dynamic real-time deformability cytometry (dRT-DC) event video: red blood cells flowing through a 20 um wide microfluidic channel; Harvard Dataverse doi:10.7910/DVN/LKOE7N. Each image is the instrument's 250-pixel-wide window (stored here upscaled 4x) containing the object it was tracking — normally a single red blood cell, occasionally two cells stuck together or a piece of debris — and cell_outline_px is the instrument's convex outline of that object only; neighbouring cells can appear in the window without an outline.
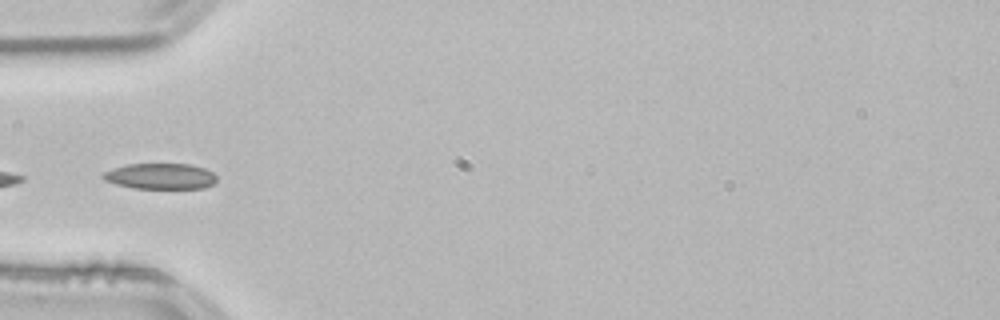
{"species": "common noctule bat (a hibernating species)", "species_latin": "Nyctalus noctula", "temperature_condition": "room temperature", "stored_images_in_passage": 35, "camera_frame_rate_fps": 3000, "um_per_image_px": 0.085, "animal": {"sex": "male", "body_mass_g": 21.5, "forearm_length_mm": 52.0}, "frame": {"image": 1, "passage_image": 1, "time_ms": 0.0, "image_size_px": [1000, 320], "cell_outline_px": [[216, 180], [212, 184], [204, 188], [132, 188], [116, 184], [104, 180], [100, 176], [104, 172], [112, 168], [128, 164], [188, 164], [204, 168], [212, 172], [216, 176]], "centroid_in_image_um": [13.6, 14.98], "position_along_channel_um": 71.4, "area_um2": 17.05}, "authors_computed_cell_mechanics": {"area_um2": 16.762, "velocity_mm_per_s": 3.8191, "shape_relaxation_time_tau1_ms": 7.7655, "shape_relaxation_time_tau2_ms": 4.9675, "deformation_change_tau1": 0.1081, "deformation_change_tau2": 0.0777}}